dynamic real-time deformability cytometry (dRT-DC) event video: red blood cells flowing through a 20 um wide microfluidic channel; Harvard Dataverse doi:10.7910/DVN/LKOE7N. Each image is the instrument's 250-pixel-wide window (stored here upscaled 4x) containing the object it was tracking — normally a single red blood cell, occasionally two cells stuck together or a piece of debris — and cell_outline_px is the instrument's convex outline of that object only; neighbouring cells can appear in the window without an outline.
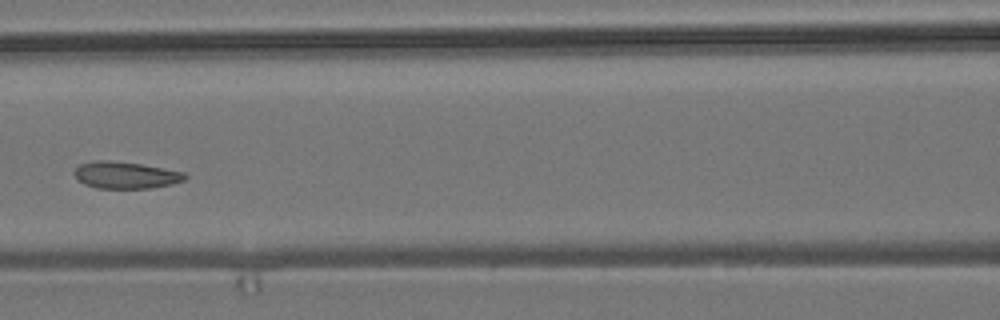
{"species": "common noctule bat (a hibernating species)", "species_latin": "Nyctalus noctula", "temperature_condition": "room temperature", "stored_images_in_passage": 9, "camera_frame_rate_fps": 3000, "um_per_image_px": 0.085, "animal": {"sex": "male", "body_mass_g": 19.2, "forearm_length_mm": 51.8}, "frame": {"image": 1, "passage_image": 6, "time_ms": 6.667, "image_size_px": [1000, 320], "cell_outline_px": [[188, 176], [184, 180], [172, 184], [152, 188], [96, 188], [84, 184], [76, 180], [72, 172], [80, 164], [92, 160], [112, 160], [140, 164], [184, 172]], "centroid_in_image_um": [10.62, 14.88], "position_along_channel_um": 156.0, "area_um2": 17.51}}
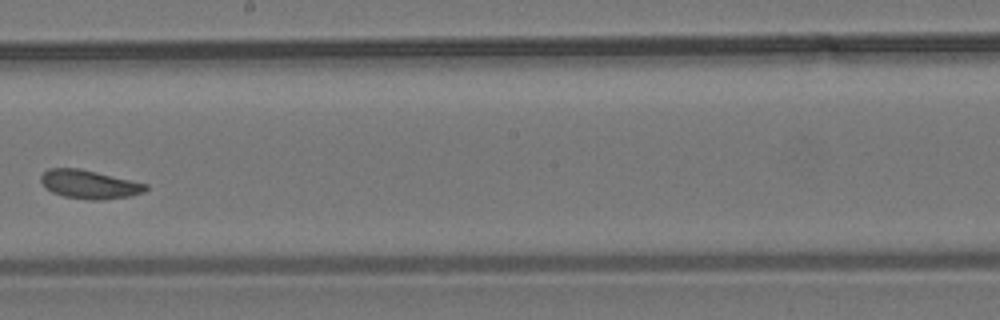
{"frame": {"image": 2, "passage_image": 8, "time_ms": 9.0, "image_size_px": [1000, 320], "cell_outline_px": [[148, 188], [144, 192], [132, 196], [100, 200], [88, 200], [64, 196], [52, 192], [44, 188], [40, 180], [40, 176], [48, 168], [80, 168], [148, 184]], "centroid_in_image_um": [7.58, 15.67], "position_along_channel_um": 240.6, "area_um2": 17.63}}
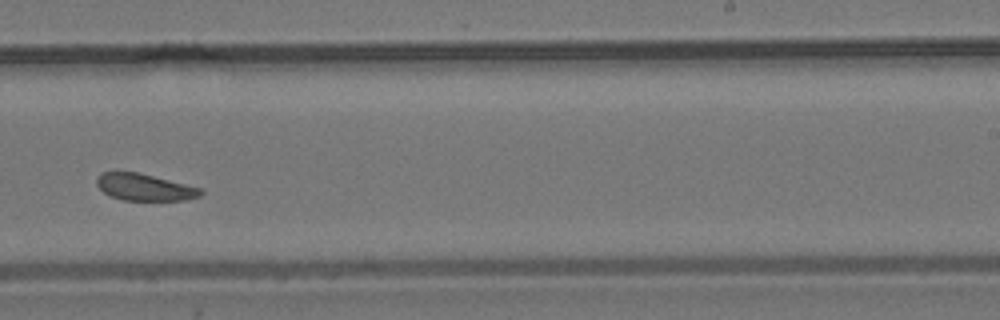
{"frame": {"image": 3, "passage_image": 9, "time_ms": 10.0, "image_size_px": [1000, 320], "cell_outline_px": [[204, 192], [200, 196], [184, 200], [124, 200], [112, 196], [104, 192], [96, 184], [96, 180], [100, 172], [136, 172], [200, 188]], "centroid_in_image_um": [12.26, 15.92], "position_along_channel_um": 276.7, "area_um2": 15.9}}